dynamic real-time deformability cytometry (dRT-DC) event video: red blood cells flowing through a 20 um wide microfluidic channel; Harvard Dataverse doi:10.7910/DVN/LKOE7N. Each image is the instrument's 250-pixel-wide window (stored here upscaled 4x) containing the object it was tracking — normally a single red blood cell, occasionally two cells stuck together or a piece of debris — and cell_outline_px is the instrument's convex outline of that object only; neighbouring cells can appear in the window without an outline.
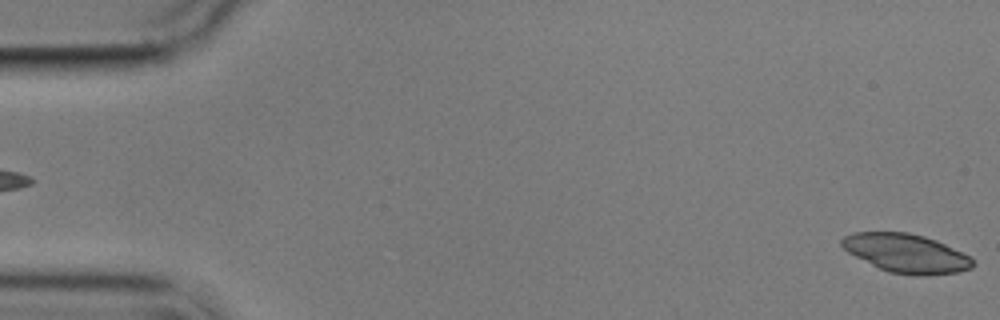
{"species": "common noctule bat (a hibernating species)", "species_latin": "Nyctalus noctula", "temperature_condition": "cold", "stored_images_in_passage": 6, "segment_of_instrument_passage": [2, 2], "camera_frame_rate_fps": 3000, "um_per_image_px": 0.085, "animal": {"sex": "male", "body_mass_g": 17.9}, "frame": {"image": 1, "passage_image": 6, "time_ms": 5.667, "image_size_px": [1000, 320], "cell_outline_px": [[976, 264], [972, 268], [956, 272], [924, 276], [916, 276], [888, 272], [848, 252], [840, 244], [840, 240], [844, 236], [852, 232], [908, 232], [924, 236], [936, 240], [972, 256]], "centroid_in_image_um": [77.07, 21.53], "position_along_channel_um": 7.9, "area_um2": 29.71}}